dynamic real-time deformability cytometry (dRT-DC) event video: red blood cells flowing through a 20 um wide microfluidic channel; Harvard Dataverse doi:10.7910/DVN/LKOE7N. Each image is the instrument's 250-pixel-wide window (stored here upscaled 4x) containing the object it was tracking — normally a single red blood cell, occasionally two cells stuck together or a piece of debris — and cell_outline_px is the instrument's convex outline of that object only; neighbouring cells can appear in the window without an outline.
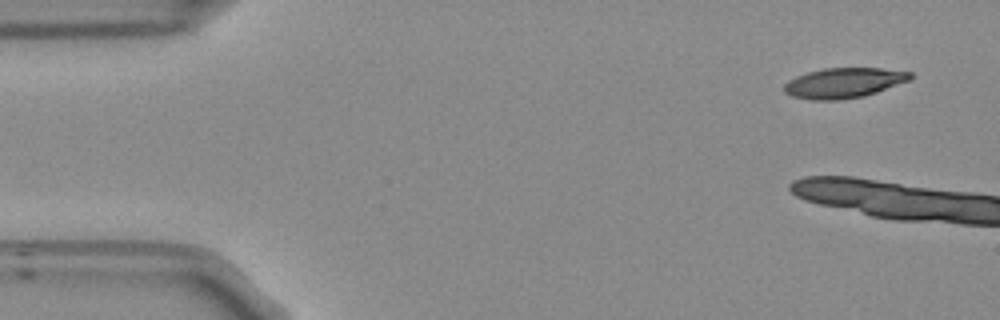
{"species": "Egyptian fruit bat (a non-hibernating species)", "species_latin": "Rousettus aegyptiacus", "temperature_condition": "room temperature", "stored_images_in_passage": 4, "camera_frame_rate_fps": 3000, "um_per_image_px": 0.085, "frame": {"image": 1, "passage_image": 1, "time_ms": 0.0, "image_size_px": [1000, 320], "cell_outline_px": [[912, 80], [864, 96], [836, 100], [812, 100], [792, 96], [784, 92], [784, 84], [796, 76], [808, 72], [824, 68], [880, 68], [912, 72]], "centroid_in_image_um": [71.74, 7.04], "position_along_channel_um": 13.3, "area_um2": 22.14}}